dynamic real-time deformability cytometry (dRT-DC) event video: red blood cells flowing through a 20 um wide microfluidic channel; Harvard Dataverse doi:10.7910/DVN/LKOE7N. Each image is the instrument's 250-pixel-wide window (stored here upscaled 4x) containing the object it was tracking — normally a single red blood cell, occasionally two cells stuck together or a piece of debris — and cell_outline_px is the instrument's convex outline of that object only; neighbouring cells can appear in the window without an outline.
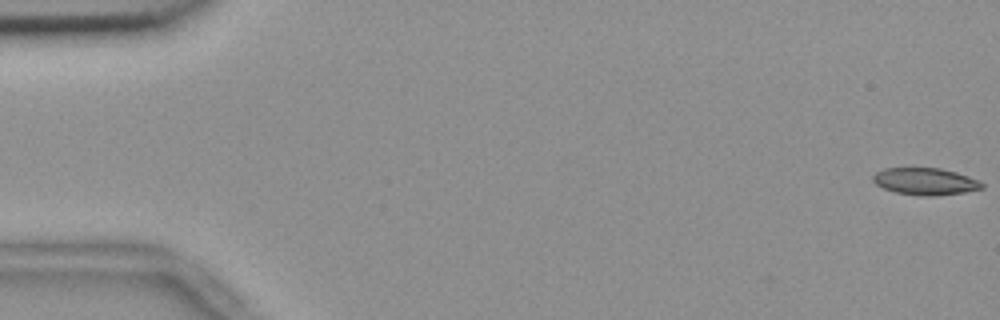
{"species": "common noctule bat (a hibernating species)", "species_latin": "Nyctalus noctula", "temperature_condition": "room temperature", "stored_images_in_passage": 56, "camera_frame_rate_fps": 3000, "um_per_image_px": 0.085, "animal": {"sex": "female", "body_mass_g": 18.4}, "frame": {"image": 1, "passage_image": 1, "time_ms": 0.0, "image_size_px": [1000, 320], "cell_outline_px": [[984, 188], [964, 192], [936, 196], [920, 196], [896, 192], [884, 188], [876, 184], [872, 180], [872, 176], [876, 172], [884, 168], [940, 168], [956, 172], [980, 180], [984, 184]], "centroid_in_image_um": [78.66, 15.42], "position_along_channel_um": 6.3, "area_um2": 17.22}}
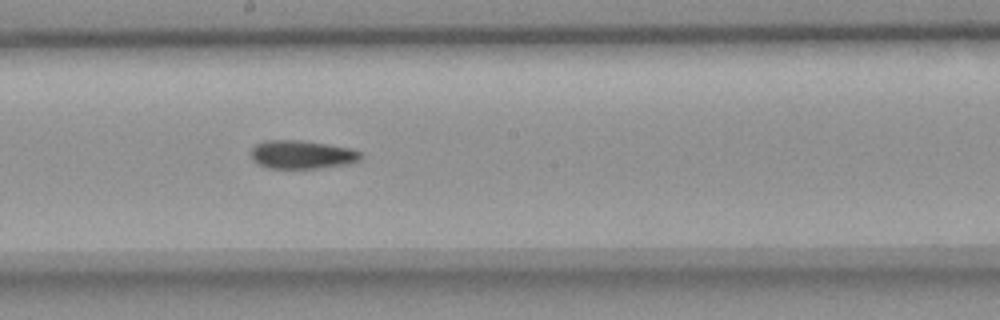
{"frame": {"image": 2, "passage_image": 31, "time_ms": 10.0, "image_size_px": [1000, 320], "cell_outline_px": [[364, 156], [360, 160], [348, 164], [316, 168], [268, 168], [256, 164], [252, 160], [252, 148], [256, 144], [264, 140], [300, 140], [352, 148], [360, 152]], "centroid_in_image_um": [25.67, 13.14], "position_along_channel_um": 222.5, "area_um2": 18.26}}
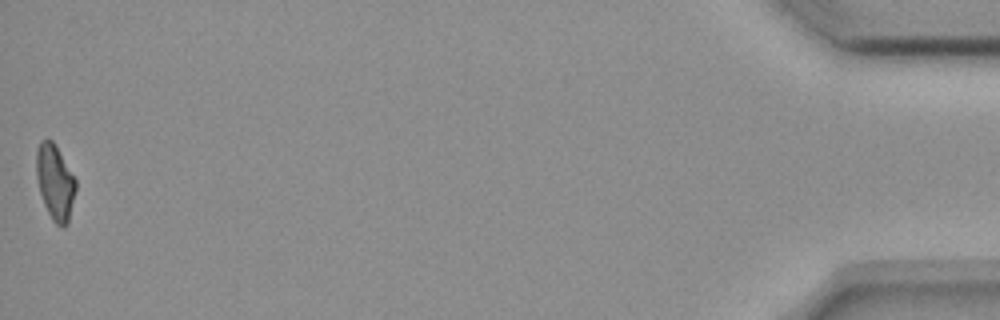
{"frame": {"image": 3, "passage_image": 56, "time_ms": 18.333, "image_size_px": [1000, 320], "cell_outline_px": [[76, 188], [68, 224], [64, 228], [56, 224], [52, 220], [44, 204], [40, 192], [36, 176], [36, 152], [40, 140], [52, 140], [76, 180]], "centroid_in_image_um": [4.67, 15.51], "position_along_channel_um": 430.5, "area_um2": 17.11}, "authors_computed_cell_mechanics": {"area_um2": 18.0914, "velocity_mm_per_s": 3.6599, "shape_relaxation_time_tau1_ms": null, "shape_relaxation_time_tau2_ms": 6.561, "deformation_change_tau1": null, "deformation_change_tau2": 0.1407}}